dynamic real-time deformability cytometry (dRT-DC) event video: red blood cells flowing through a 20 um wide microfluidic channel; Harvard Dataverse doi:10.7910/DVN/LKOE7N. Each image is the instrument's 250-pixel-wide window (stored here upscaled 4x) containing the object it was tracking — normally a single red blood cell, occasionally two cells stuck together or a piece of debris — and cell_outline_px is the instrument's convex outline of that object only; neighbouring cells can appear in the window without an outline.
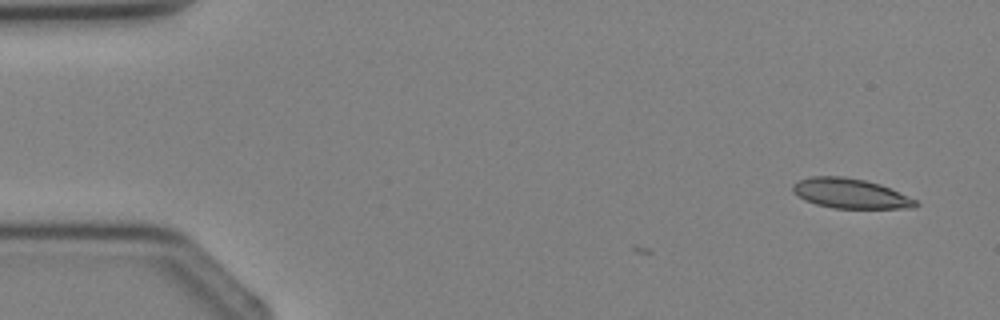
{"species": "Egyptian fruit bat (a non-hibernating species)", "species_latin": "Rousettus aegyptiacus", "temperature_condition": "cold", "stored_images_in_passage": 2, "camera_frame_rate_fps": 3000, "um_per_image_px": 0.085, "animal": {"sex": "female"}, "frame": {"image": 1, "passage_image": 2, "time_ms": 1.333, "image_size_px": [1000, 320], "cell_outline_px": [[920, 204], [916, 208], [832, 208], [816, 204], [804, 200], [792, 192], [792, 184], [800, 180], [812, 176], [844, 176], [864, 180], [880, 184], [916, 200]], "centroid_in_image_um": [72.26, 16.45], "position_along_channel_um": 12.7, "area_um2": 21.33}}